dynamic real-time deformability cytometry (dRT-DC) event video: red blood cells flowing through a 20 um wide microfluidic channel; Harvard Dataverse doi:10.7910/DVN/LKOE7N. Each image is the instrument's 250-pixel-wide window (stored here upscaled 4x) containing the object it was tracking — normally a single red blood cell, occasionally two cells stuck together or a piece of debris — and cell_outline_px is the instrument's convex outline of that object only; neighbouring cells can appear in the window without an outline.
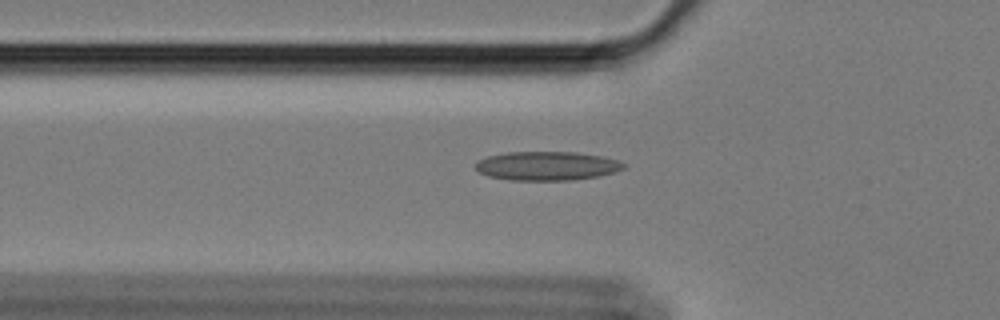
{"species": "Egyptian fruit bat (a non-hibernating species)", "species_latin": "Rousettus aegyptiacus", "temperature_condition": "cold", "stored_images_in_passage": 49, "camera_frame_rate_fps": 3000, "um_per_image_px": 0.085, "animal": {"sex": "female"}, "frame": {"image": 1, "passage_image": 10, "time_ms": 3.0, "image_size_px": [1000, 320], "cell_outline_px": [[628, 164], [624, 168], [600, 176], [572, 180], [508, 180], [488, 176], [480, 172], [476, 168], [476, 160], [488, 156], [508, 152], [576, 152], [604, 156]], "centroid_in_image_um": [46.49, 14.1], "position_along_channel_um": 79.3, "area_um2": 25.03}}
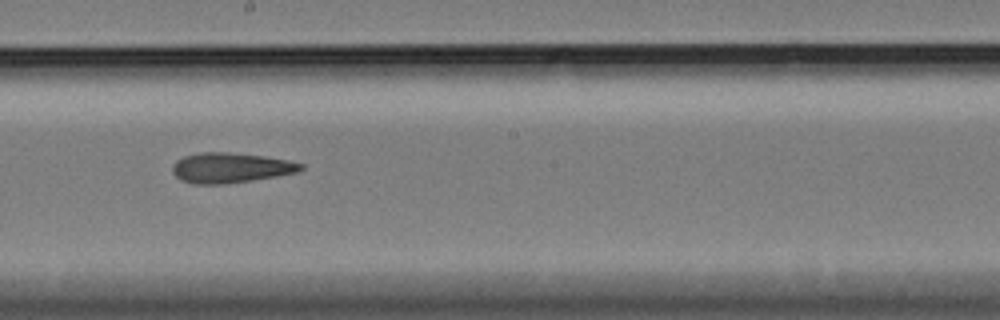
{"frame": {"image": 2, "passage_image": 23, "time_ms": 7.333, "image_size_px": [1000, 320], "cell_outline_px": [[304, 168], [296, 172], [276, 176], [220, 184], [196, 184], [180, 180], [172, 172], [172, 164], [176, 160], [184, 156], [200, 152], [228, 152], [264, 156], [288, 160], [304, 164]], "centroid_in_image_um": [19.56, 14.25], "position_along_channel_um": 228.6, "area_um2": 22.37}}
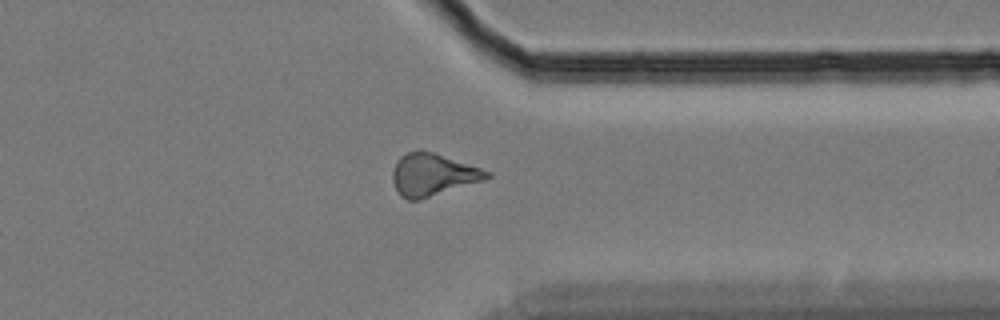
{"frame": {"image": 3, "passage_image": 36, "time_ms": 11.667, "image_size_px": [1000, 320], "cell_outline_px": [[492, 176], [484, 180], [416, 200], [408, 200], [400, 196], [392, 180], [392, 172], [396, 160], [400, 156], [408, 152], [420, 148], [436, 152], [492, 172]], "centroid_in_image_um": [36.77, 14.8], "position_along_channel_um": 374.6, "area_um2": 23.35}, "authors_computed_cell_mechanics": {"area_um2": 22.3686, "velocity_mm_per_s": 3.4265, "shape_relaxation_time_tau1_ms": null, "shape_relaxation_time_tau2_ms": 6.333, "deformation_change_tau1": null, "deformation_change_tau2": 0.1712}}